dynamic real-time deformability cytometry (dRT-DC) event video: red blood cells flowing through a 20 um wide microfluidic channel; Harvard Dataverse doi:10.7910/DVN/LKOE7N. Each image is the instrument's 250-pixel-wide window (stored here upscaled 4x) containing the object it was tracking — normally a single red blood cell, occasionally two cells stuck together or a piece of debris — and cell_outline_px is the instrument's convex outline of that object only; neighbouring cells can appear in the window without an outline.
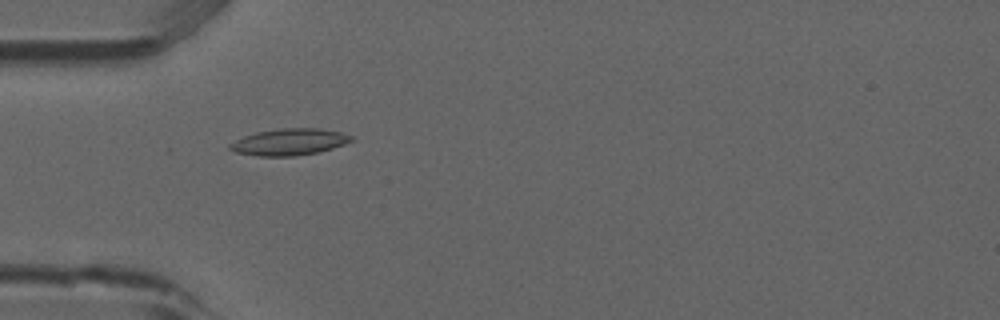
{"species": "common noctule bat (a hibernating species)", "species_latin": "Nyctalus noctula", "temperature_condition": "room temperature", "stored_images_in_passage": 6, "camera_frame_rate_fps": 3000, "um_per_image_px": 0.085, "animal": {"sex": "male", "forearm_length_mm": 52.5}, "frame": {"image": 1, "passage_image": 5, "time_ms": 1.333, "image_size_px": [1000, 320], "cell_outline_px": [[352, 140], [344, 144], [332, 148], [316, 152], [292, 156], [256, 156], [236, 152], [228, 148], [228, 144], [244, 136], [256, 132], [280, 128], [320, 128], [340, 132], [352, 136]], "centroid_in_image_um": [24.55, 12.06], "position_along_channel_um": 60.4, "area_um2": 18.67}}
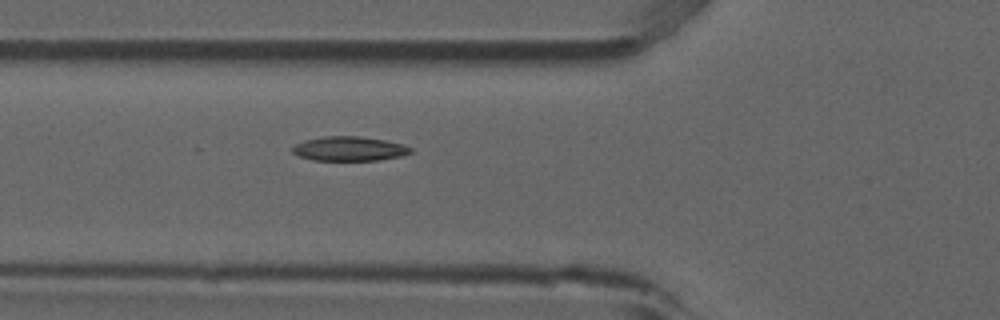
{"frame": {"image": 2, "passage_image": 6, "time_ms": 1.667, "image_size_px": [1000, 320], "cell_outline_px": [[412, 152], [400, 156], [380, 160], [312, 160], [300, 156], [292, 152], [292, 148], [296, 144], [304, 140], [324, 136], [360, 136], [384, 140], [400, 144], [412, 148]], "centroid_in_image_um": [29.67, 12.64], "position_along_channel_um": 96.1, "area_um2": 16.65}}